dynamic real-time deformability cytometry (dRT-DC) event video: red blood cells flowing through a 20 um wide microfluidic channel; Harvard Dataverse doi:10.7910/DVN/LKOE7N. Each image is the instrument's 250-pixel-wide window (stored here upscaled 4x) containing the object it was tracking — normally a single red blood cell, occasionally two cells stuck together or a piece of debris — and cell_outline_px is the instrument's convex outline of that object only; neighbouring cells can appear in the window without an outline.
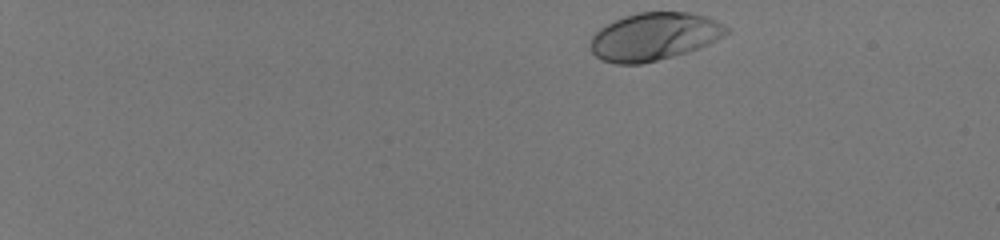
{"species": "human", "species_latin": "Homo sapiens", "temperature_condition": "room temperature", "stored_images_in_passage": 46, "camera_frame_rate_fps": 3000, "um_per_image_px": 0.085, "donor": {"sex": "male"}, "frame": {"image": 1, "passage_image": 1, "time_ms": 0.0, "image_size_px": [1000, 240], "cell_outline_px": [[732, 32], [700, 48], [688, 52], [640, 64], [616, 64], [600, 60], [592, 52], [588, 44], [592, 36], [600, 28], [624, 16], [640, 12], [688, 12], [708, 16], [732, 28]], "centroid_in_image_um": [55.64, 3.1], "position_along_channel_um": 29.4, "area_um2": 38.15}}
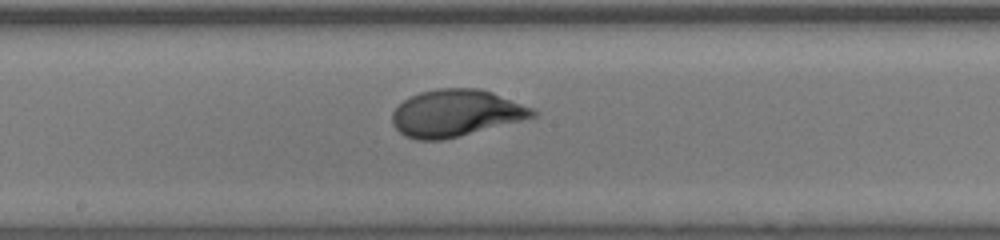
{"frame": {"image": 2, "passage_image": 26, "time_ms": 8.333, "image_size_px": [1000, 240], "cell_outline_px": [[540, 112], [536, 116], [440, 140], [416, 140], [404, 136], [392, 124], [392, 112], [404, 100], [420, 92], [436, 88], [480, 88], [492, 92], [532, 108]], "centroid_in_image_um": [38.71, 9.6], "position_along_channel_um": 209.5, "area_um2": 37.86}}
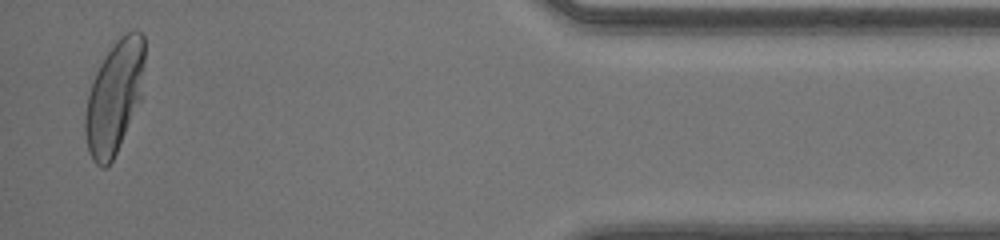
{"frame": {"image": 3, "passage_image": 45, "time_ms": 14.667, "image_size_px": [1000, 240], "cell_outline_px": [[144, 60], [140, 100], [116, 152], [112, 160], [104, 168], [100, 168], [92, 160], [88, 152], [84, 132], [84, 116], [88, 96], [96, 72], [104, 56], [116, 40], [120, 36], [136, 28], [144, 36]], "centroid_in_image_um": [9.7, 8.24], "position_along_channel_um": 425.5, "area_um2": 38.67}, "authors_computed_cell_mechanics": {"area_um2": 37.8012, "velocity_mm_per_s": 4.0989, "shape_relaxation_time_tau1_ms": 2.3317, "shape_relaxation_time_tau2_ms": null, "deformation_change_tau1": 0.1867, "deformation_change_tau2": null}}